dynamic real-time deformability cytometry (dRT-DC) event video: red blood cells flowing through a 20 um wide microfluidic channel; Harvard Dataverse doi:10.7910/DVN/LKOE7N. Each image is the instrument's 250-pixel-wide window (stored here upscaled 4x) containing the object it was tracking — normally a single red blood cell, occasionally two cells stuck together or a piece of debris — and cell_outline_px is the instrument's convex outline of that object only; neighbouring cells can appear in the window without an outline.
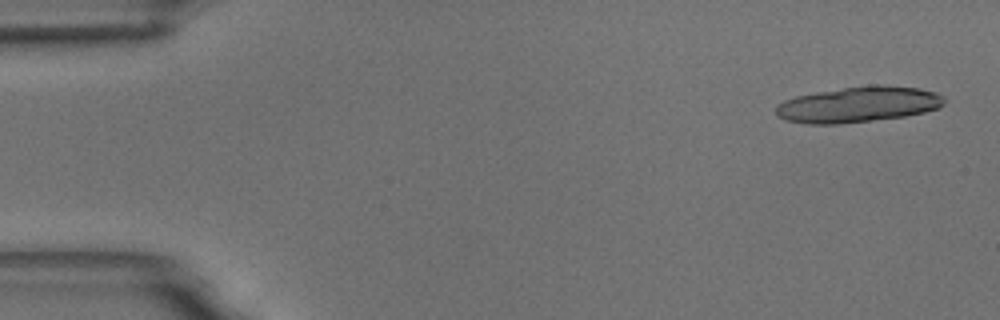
{"species": "common noctule bat (a hibernating species)", "species_latin": "Nyctalus noctula", "temperature_condition": "room temperature", "stored_images_in_passage": 15, "camera_frame_rate_fps": 3000, "um_per_image_px": 0.085, "animal": {"sex": "male", "body_mass_g": 18.8}, "frame": {"image": 1, "passage_image": 1, "time_ms": 0.0, "image_size_px": [1000, 320], "cell_outline_px": [[944, 104], [940, 108], [924, 112], [904, 116], [840, 124], [808, 124], [788, 120], [776, 116], [776, 104], [784, 100], [796, 96], [816, 92], [868, 84], [884, 84], [920, 88], [936, 92], [944, 96]], "centroid_in_image_um": [72.97, 8.86], "position_along_channel_um": 12.0, "area_um2": 35.32}}
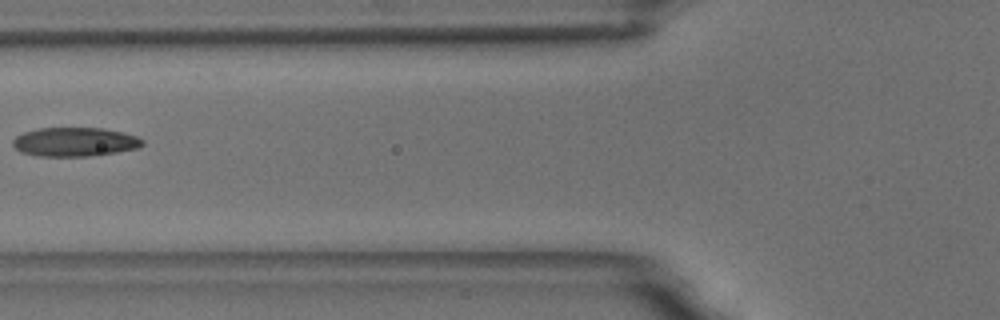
{"frame": {"image": 2, "passage_image": 6, "time_ms": 6.667, "image_size_px": [1000, 320], "cell_outline_px": [[144, 144], [140, 148], [116, 152], [88, 156], [36, 156], [20, 152], [12, 144], [12, 140], [16, 136], [24, 132], [40, 128], [104, 128], [124, 132], [136, 136], [144, 140]], "centroid_in_image_um": [6.37, 12.06], "position_along_channel_um": 119.4, "area_um2": 22.02}}
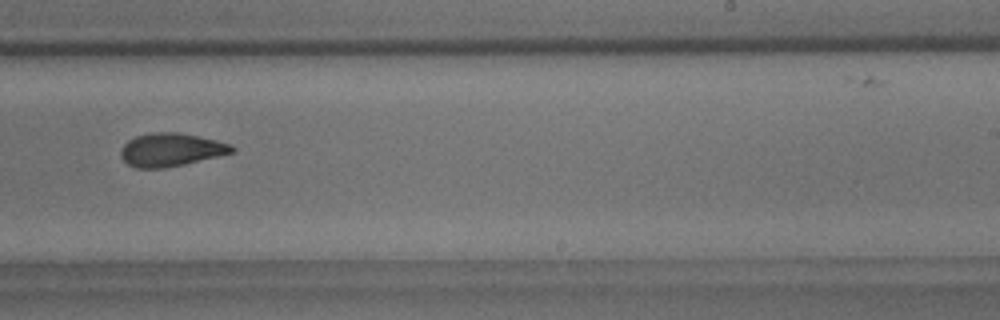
{"frame": {"image": 3, "passage_image": 10, "time_ms": 11.0, "image_size_px": [1000, 320], "cell_outline_px": [[236, 148], [232, 152], [184, 164], [164, 168], [136, 168], [128, 164], [120, 156], [120, 152], [124, 144], [128, 140], [136, 136], [152, 132], [176, 132], [216, 140], [232, 144]], "centroid_in_image_um": [14.5, 12.72], "position_along_channel_um": 274.5, "area_um2": 21.27}, "authors_computed_cell_mechanics": {"area_um2": 21.675, "velocity_mm_per_s": 3.5792, "shape_relaxation_time_tau1_ms": 6.7791, "shape_relaxation_time_tau2_ms": 1.9435, "deformation_change_tau1": 0.1712, "deformation_change_tau2": 0.067}}